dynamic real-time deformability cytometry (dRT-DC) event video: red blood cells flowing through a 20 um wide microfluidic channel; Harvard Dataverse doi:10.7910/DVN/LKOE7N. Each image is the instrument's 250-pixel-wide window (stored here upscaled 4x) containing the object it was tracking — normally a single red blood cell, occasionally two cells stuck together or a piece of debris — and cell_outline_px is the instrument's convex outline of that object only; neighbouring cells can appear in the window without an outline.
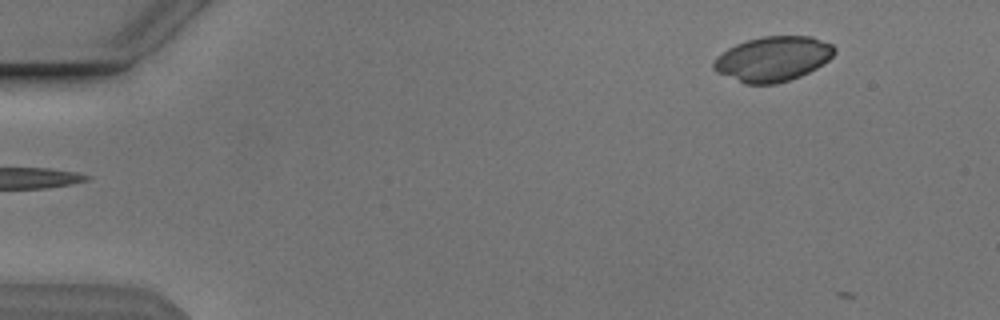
{"species": "Egyptian fruit bat (a non-hibernating species)", "species_latin": "Rousettus aegyptiacus", "temperature_condition": "cold", "stored_images_in_passage": 3, "camera_frame_rate_fps": 3000, "um_per_image_px": 0.085, "animal": {"sex": "male"}, "frame": {"image": 1, "passage_image": 1, "time_ms": 0.0, "image_size_px": [1000, 320], "cell_outline_px": [[836, 52], [828, 60], [816, 68], [800, 76], [776, 84], [744, 84], [716, 72], [712, 68], [712, 64], [716, 56], [728, 48], [736, 44], [760, 36], [812, 36], [832, 44], [836, 48]], "centroid_in_image_um": [65.68, 5.0], "position_along_channel_um": 19.3, "area_um2": 31.73}}